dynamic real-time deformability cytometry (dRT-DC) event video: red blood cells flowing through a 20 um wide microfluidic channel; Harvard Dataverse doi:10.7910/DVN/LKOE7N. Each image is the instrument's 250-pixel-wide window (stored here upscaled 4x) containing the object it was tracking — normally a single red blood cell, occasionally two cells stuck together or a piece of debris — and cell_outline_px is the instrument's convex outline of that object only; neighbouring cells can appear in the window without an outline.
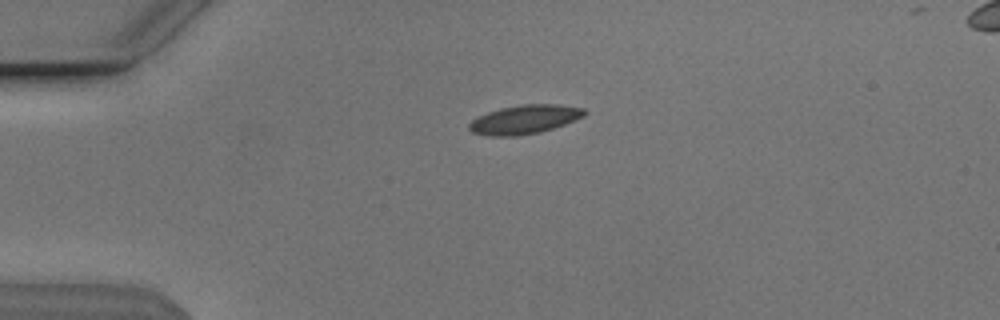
{"species": "Egyptian fruit bat (a non-hibernating species)", "species_latin": "Rousettus aegyptiacus", "temperature_condition": "cold", "stored_images_in_passage": 42, "camera_frame_rate_fps": 3000, "um_per_image_px": 0.085, "animal": {"sex": "male"}, "frame": {"image": 1, "passage_image": 1, "time_ms": 0.0, "image_size_px": [1000, 320], "cell_outline_px": [[588, 112], [584, 116], [576, 120], [540, 132], [516, 136], [488, 136], [472, 132], [468, 128], [468, 124], [472, 120], [488, 112], [500, 108], [524, 104], [556, 104], [584, 108]], "centroid_in_image_um": [44.6, 10.15], "position_along_channel_um": 40.4, "area_um2": 19.36}}
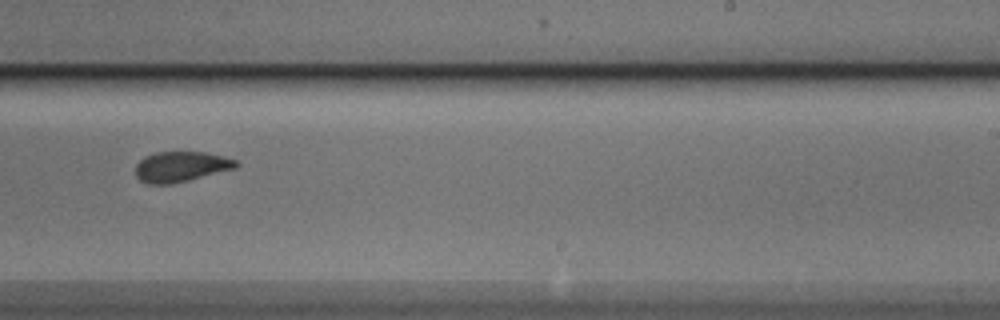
{"frame": {"image": 2, "passage_image": 22, "time_ms": 7.0, "image_size_px": [1000, 320], "cell_outline_px": [[240, 164], [236, 168], [172, 184], [148, 184], [140, 180], [136, 176], [136, 164], [144, 156], [156, 152], [204, 152], [236, 160]], "centroid_in_image_um": [15.35, 14.17], "position_along_channel_um": 273.6, "area_um2": 17.69}}
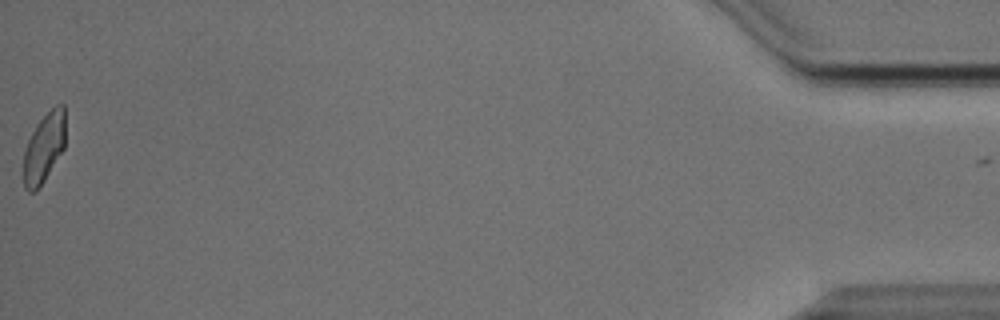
{"frame": {"image": 3, "passage_image": 42, "time_ms": 13.667, "image_size_px": [1000, 320], "cell_outline_px": [[64, 148], [44, 180], [36, 192], [28, 192], [24, 188], [20, 172], [24, 148], [36, 124], [56, 104], [64, 104]], "centroid_in_image_um": [3.66, 12.63], "position_along_channel_um": 431.5, "area_um2": 17.34}, "authors_computed_cell_mechanics": {"area_um2": 18.2359, "velocity_mm_per_s": 3.8174, "shape_relaxation_time_tau1_ms": 5.8349, "shape_relaxation_time_tau2_ms": 1.285, "deformation_change_tau1": 0.1333, "deformation_change_tau2": 0.0556}}